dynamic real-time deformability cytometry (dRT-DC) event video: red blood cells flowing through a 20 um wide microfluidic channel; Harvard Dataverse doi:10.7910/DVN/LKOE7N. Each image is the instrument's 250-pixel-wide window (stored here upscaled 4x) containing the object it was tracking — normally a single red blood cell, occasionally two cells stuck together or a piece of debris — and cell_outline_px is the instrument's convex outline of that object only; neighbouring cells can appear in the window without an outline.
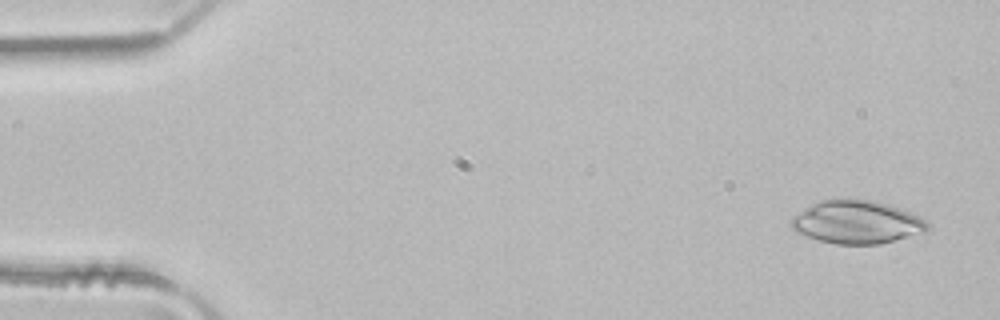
{"species": "common noctule bat (a hibernating species)", "species_latin": "Nyctalus noctula", "temperature_condition": "room temperature", "stored_images_in_passage": 4, "camera_frame_rate_fps": 3000, "um_per_image_px": 0.085, "animal": {"sex": "male", "body_mass_g": 21.5, "forearm_length_mm": 52.0}, "frame": {"image": 1, "passage_image": 1, "time_ms": 0.0, "image_size_px": [1000, 320], "cell_outline_px": [[932, 228], [928, 232], [880, 244], [836, 244], [820, 240], [796, 232], [788, 224], [792, 216], [804, 208], [820, 200], [872, 200], [888, 204], [920, 216]], "centroid_in_image_um": [72.85, 18.89], "position_along_channel_um": 12.2, "area_um2": 34.22}}